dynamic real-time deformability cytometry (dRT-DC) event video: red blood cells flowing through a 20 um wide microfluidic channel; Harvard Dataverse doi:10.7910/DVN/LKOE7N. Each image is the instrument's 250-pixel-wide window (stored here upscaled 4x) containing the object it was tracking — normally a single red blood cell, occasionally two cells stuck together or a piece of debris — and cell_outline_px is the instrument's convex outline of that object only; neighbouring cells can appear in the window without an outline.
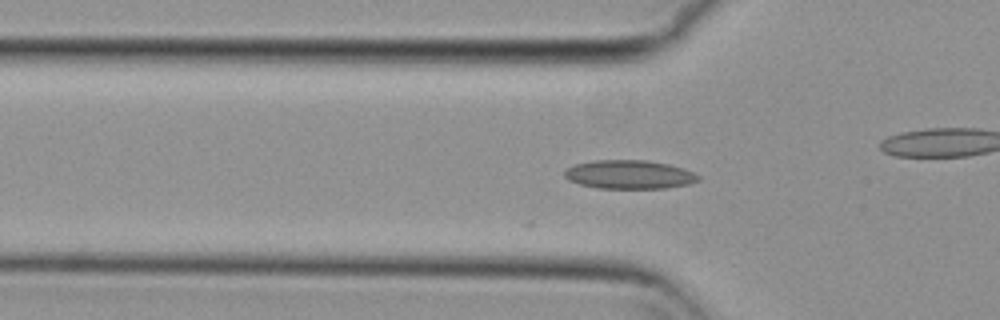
{"species": "common noctule bat (a hibernating species)", "species_latin": "Nyctalus noctula", "temperature_condition": "cold", "stored_images_in_passage": 56, "camera_frame_rate_fps": 3000, "um_per_image_px": 0.085, "animal": {"sex": "female", "body_mass_g": 29.2, "forearm_length_mm": 56.3}, "frame": {"image": 1, "passage_image": 18, "time_ms": 5.667, "image_size_px": [1000, 320], "cell_outline_px": [[700, 180], [688, 184], [664, 188], [596, 188], [580, 184], [568, 180], [564, 176], [564, 168], [576, 164], [592, 160], [648, 160], [668, 164], [684, 168], [700, 176]], "centroid_in_image_um": [53.46, 14.83], "position_along_channel_um": 72.3, "area_um2": 22.48}}
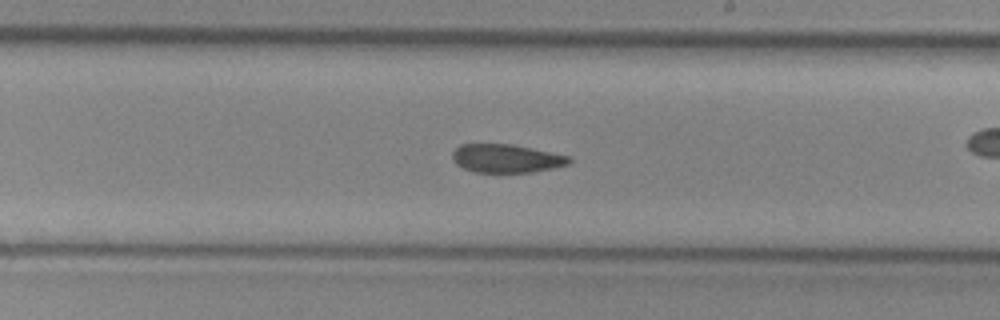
{"frame": {"image": 2, "passage_image": 32, "time_ms": 10.333, "image_size_px": [1000, 320], "cell_outline_px": [[572, 160], [568, 164], [552, 168], [532, 172], [472, 172], [456, 164], [452, 160], [452, 152], [460, 144], [512, 144], [572, 156]], "centroid_in_image_um": [43.03, 13.46], "position_along_channel_um": 246.0, "area_um2": 19.42}}
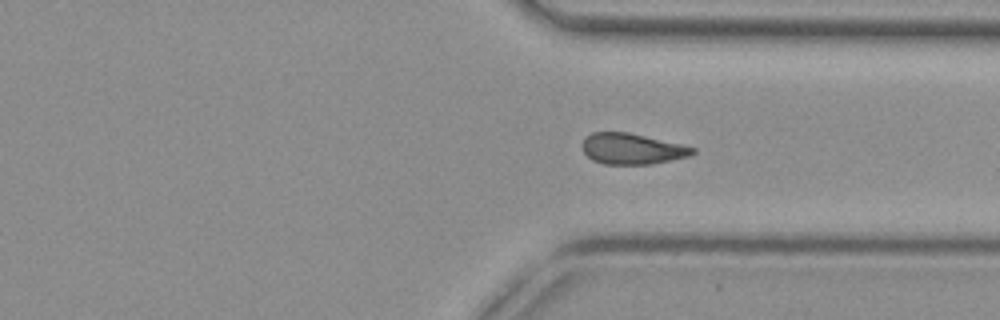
{"frame": {"image": 3, "passage_image": 41, "time_ms": 13.333, "image_size_px": [1000, 320], "cell_outline_px": [[696, 152], [688, 156], [652, 164], [604, 164], [592, 160], [584, 152], [580, 144], [584, 136], [592, 132], [628, 132], [680, 144], [696, 148]], "centroid_in_image_um": [53.66, 12.64], "position_along_channel_um": 357.7, "area_um2": 19.88}, "authors_computed_cell_mechanics": {"area_um2": 20.6924, "velocity_mm_per_s": 3.7155, "shape_relaxation_time_tau1_ms": null, "shape_relaxation_time_tau2_ms": 10.7811, "deformation_change_tau1": null, "deformation_change_tau2": 0.1789}}